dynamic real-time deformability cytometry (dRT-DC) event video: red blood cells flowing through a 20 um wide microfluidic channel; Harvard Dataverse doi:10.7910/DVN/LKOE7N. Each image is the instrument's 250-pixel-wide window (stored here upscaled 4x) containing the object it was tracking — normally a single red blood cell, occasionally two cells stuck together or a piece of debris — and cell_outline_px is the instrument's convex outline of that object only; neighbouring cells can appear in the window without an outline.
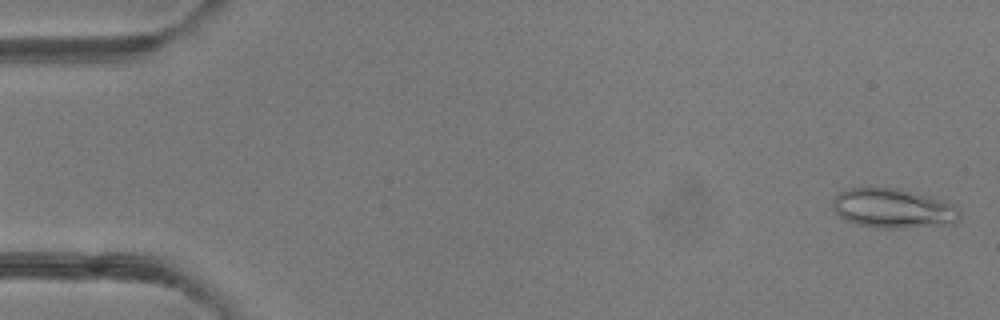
{"species": "common noctule bat (a hibernating species)", "species_latin": "Nyctalus noctula", "temperature_condition": "room temperature", "stored_images_in_passage": 47, "camera_frame_rate_fps": 3000, "um_per_image_px": 0.085, "animal": {"sex": "female"}, "frame": {"image": 1, "passage_image": 1, "time_ms": 0.0, "image_size_px": [1000, 320], "cell_outline_px": [[960, 220], [956, 224], [904, 228], [884, 228], [856, 224], [844, 220], [832, 208], [832, 200], [840, 192], [848, 188], [896, 188], [932, 196], [948, 200], [956, 204], [960, 212]], "centroid_in_image_um": [75.99, 17.72], "position_along_channel_um": 9.0, "area_um2": 29.77}}
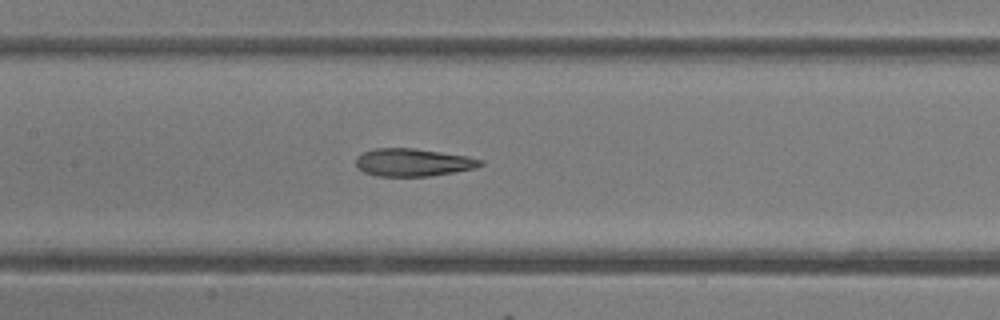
{"frame": {"image": 2, "passage_image": 23, "time_ms": 7.333, "image_size_px": [1000, 320], "cell_outline_px": [[484, 164], [476, 168], [428, 176], [376, 176], [364, 172], [356, 164], [356, 156], [372, 148], [416, 148], [468, 156], [484, 160]], "centroid_in_image_um": [35.12, 13.79], "position_along_channel_um": 172.3, "area_um2": 20.17}}
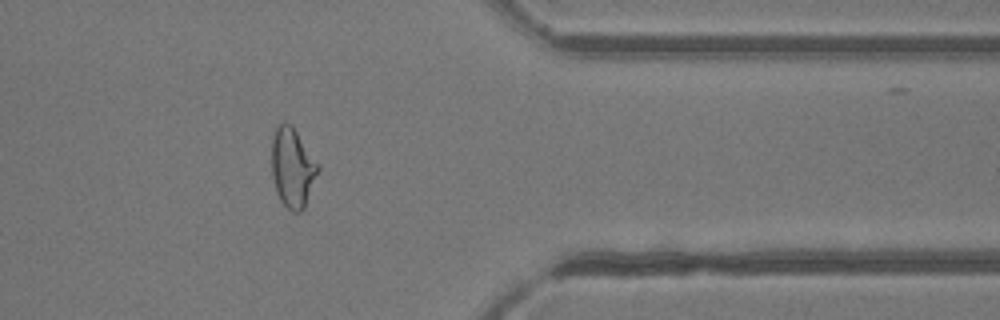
{"frame": {"image": 3, "passage_image": 38, "time_ms": 12.333, "image_size_px": [1000, 320], "cell_outline_px": [[320, 168], [304, 208], [300, 212], [292, 212], [280, 200], [276, 192], [272, 176], [272, 136], [276, 128], [284, 120], [292, 124], [320, 164]], "centroid_in_image_um": [24.87, 14.21], "position_along_channel_um": 386.5, "area_um2": 21.73}, "authors_computed_cell_mechanics": {"area_um2": 22.0796, "velocity_mm_per_s": 4.1741, "shape_relaxation_time_tau1_ms": null, "shape_relaxation_time_tau2_ms": 2.2019, "deformation_change_tau1": null, "deformation_change_tau2": 0.1244}}